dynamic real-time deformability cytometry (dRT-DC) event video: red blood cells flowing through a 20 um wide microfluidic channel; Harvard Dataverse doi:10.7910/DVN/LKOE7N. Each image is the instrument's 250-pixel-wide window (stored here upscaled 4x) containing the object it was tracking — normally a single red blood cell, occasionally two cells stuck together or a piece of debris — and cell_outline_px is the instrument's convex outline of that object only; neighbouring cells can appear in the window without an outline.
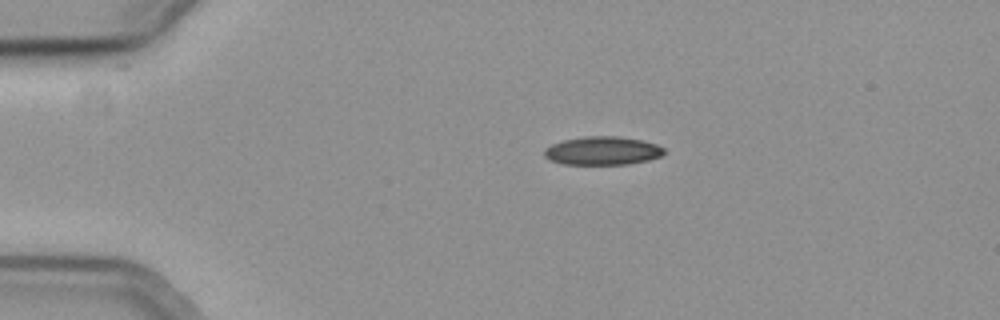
{"species": "common noctule bat (a hibernating species)", "species_latin": "Nyctalus noctula", "temperature_condition": "cold", "stored_images_in_passage": 45, "camera_frame_rate_fps": 3000, "um_per_image_px": 0.085, "animal": {"sex": "female", "body_mass_g": 19.3, "forearm_length_mm": 54.1}, "frame": {"image": 1, "passage_image": 1, "time_ms": 0.0, "image_size_px": [1000, 320], "cell_outline_px": [[664, 152], [660, 156], [648, 160], [628, 164], [564, 164], [552, 160], [544, 156], [544, 148], [552, 144], [564, 140], [584, 136], [616, 136], [640, 140], [656, 144], [664, 148]], "centroid_in_image_um": [51.2, 12.81], "position_along_channel_um": 33.8, "area_um2": 19.65}}
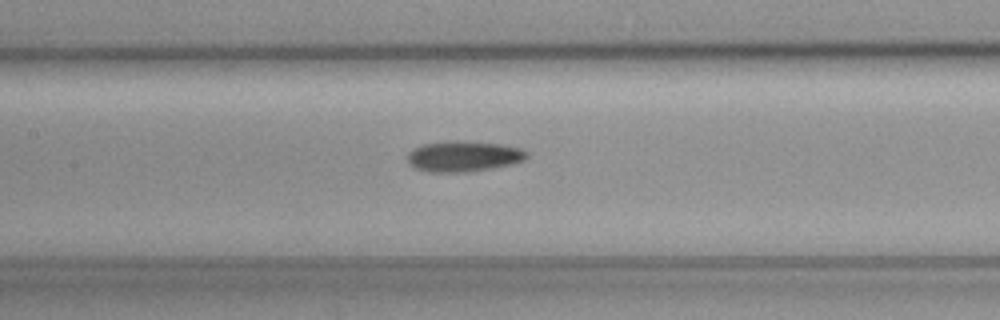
{"frame": {"image": 2, "passage_image": 16, "time_ms": 5.0, "image_size_px": [1000, 320], "cell_outline_px": [[528, 156], [524, 160], [512, 164], [492, 168], [468, 172], [428, 172], [416, 168], [408, 164], [408, 152], [424, 144], [456, 140], [464, 140], [500, 144], [520, 148], [528, 152]], "centroid_in_image_um": [39.42, 13.29], "position_along_channel_um": 168.0, "area_um2": 21.39}}
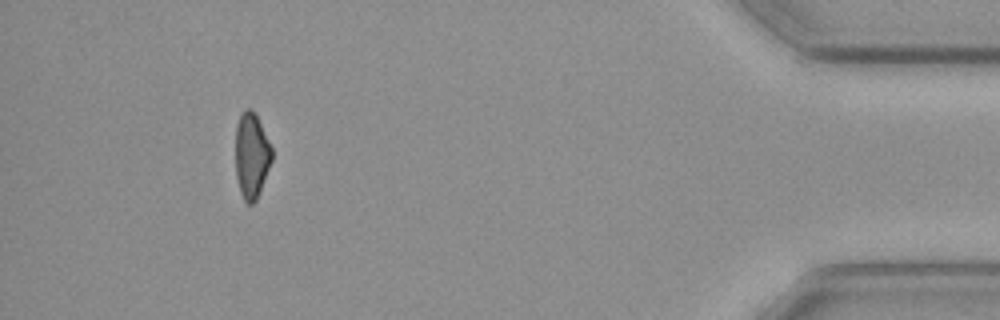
{"frame": {"image": 3, "passage_image": 41, "time_ms": 13.333, "image_size_px": [1000, 320], "cell_outline_px": [[272, 160], [260, 192], [256, 200], [252, 204], [248, 204], [244, 200], [240, 192], [236, 176], [236, 124], [240, 112], [244, 108], [252, 108], [256, 112], [272, 148]], "centroid_in_image_um": [21.38, 13.17], "position_along_channel_um": 413.8, "area_um2": 18.44}}